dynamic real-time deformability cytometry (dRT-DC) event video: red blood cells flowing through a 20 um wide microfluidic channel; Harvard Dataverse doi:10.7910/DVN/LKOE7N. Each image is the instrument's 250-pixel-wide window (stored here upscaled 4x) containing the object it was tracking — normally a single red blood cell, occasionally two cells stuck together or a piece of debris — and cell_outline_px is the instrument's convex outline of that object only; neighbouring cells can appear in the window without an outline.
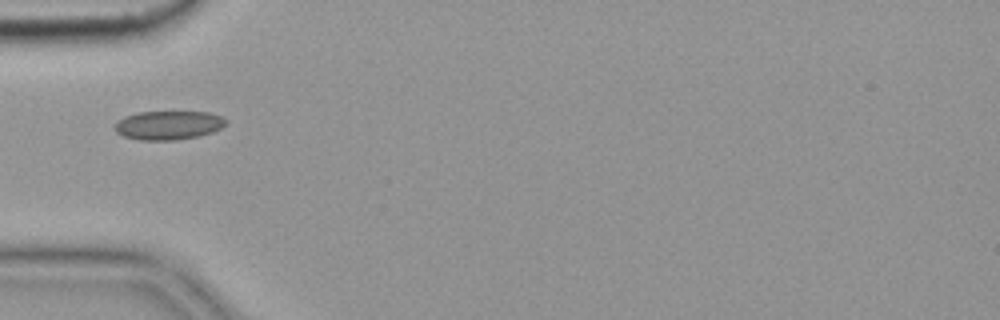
{"species": "common noctule bat (a hibernating species)", "species_latin": "Nyctalus noctula", "temperature_condition": "cold", "stored_images_in_passage": 2, "camera_frame_rate_fps": 3000, "um_per_image_px": 0.085, "animal": {"sex": "female", "body_mass_g": 19.9}, "frame": {"image": 1, "passage_image": 1, "time_ms": 0.0, "image_size_px": [1000, 320], "cell_outline_px": [[228, 124], [212, 132], [200, 136], [176, 140], [140, 140], [124, 136], [116, 132], [112, 128], [124, 116], [140, 112], [208, 112], [220, 116], [228, 120]], "centroid_in_image_um": [14.33, 10.65], "position_along_channel_um": 70.7, "area_um2": 18.73}}